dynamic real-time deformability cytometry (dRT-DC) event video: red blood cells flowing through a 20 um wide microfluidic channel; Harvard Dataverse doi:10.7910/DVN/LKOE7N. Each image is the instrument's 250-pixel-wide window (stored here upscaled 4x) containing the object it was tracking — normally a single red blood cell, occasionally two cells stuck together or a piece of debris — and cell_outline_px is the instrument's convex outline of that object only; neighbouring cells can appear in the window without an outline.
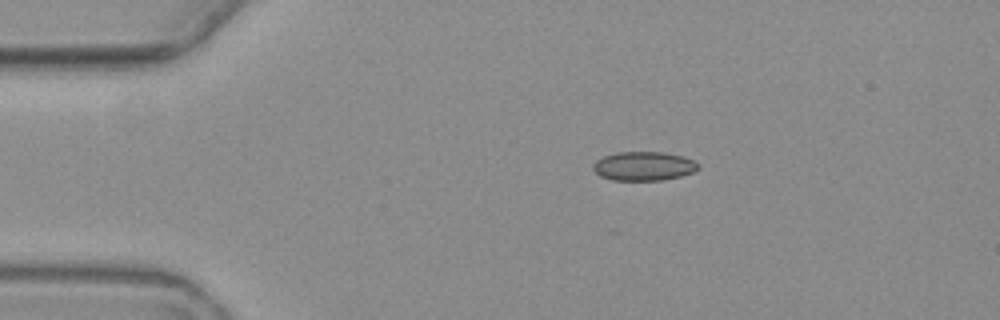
{"species": "common noctule bat (a hibernating species)", "species_latin": "Nyctalus noctula", "temperature_condition": "warm", "stored_images_in_passage": 2, "camera_frame_rate_fps": 3000, "um_per_image_px": 0.085, "animal": {"sex": "female", "body_mass_g": 19.3, "forearm_length_mm": 54.1}, "frame": {"image": 1, "passage_image": 1, "time_ms": 0.0, "image_size_px": [1000, 320], "cell_outline_px": [[700, 168], [692, 172], [680, 176], [660, 180], [612, 180], [600, 176], [592, 168], [592, 164], [596, 160], [604, 156], [616, 152], [664, 152], [684, 156], [700, 164]], "centroid_in_image_um": [54.71, 14.11], "position_along_channel_um": 30.3, "area_um2": 17.8}}